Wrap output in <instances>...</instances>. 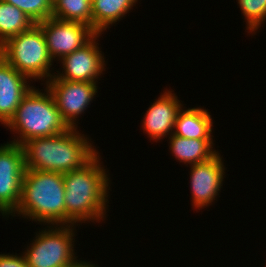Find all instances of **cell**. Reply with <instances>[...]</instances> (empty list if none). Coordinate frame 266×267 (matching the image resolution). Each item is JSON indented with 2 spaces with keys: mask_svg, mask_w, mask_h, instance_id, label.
<instances>
[{
  "mask_svg": "<svg viewBox=\"0 0 266 267\" xmlns=\"http://www.w3.org/2000/svg\"><path fill=\"white\" fill-rule=\"evenodd\" d=\"M100 160L97 152L81 168L63 173L65 225L105 219L110 178Z\"/></svg>",
  "mask_w": 266,
  "mask_h": 267,
  "instance_id": "obj_1",
  "label": "cell"
},
{
  "mask_svg": "<svg viewBox=\"0 0 266 267\" xmlns=\"http://www.w3.org/2000/svg\"><path fill=\"white\" fill-rule=\"evenodd\" d=\"M78 128H69L56 136L33 138L22 147L26 169L66 173L81 168L96 153L89 137Z\"/></svg>",
  "mask_w": 266,
  "mask_h": 267,
  "instance_id": "obj_2",
  "label": "cell"
},
{
  "mask_svg": "<svg viewBox=\"0 0 266 267\" xmlns=\"http://www.w3.org/2000/svg\"><path fill=\"white\" fill-rule=\"evenodd\" d=\"M15 214L43 225H65L63 173L26 169Z\"/></svg>",
  "mask_w": 266,
  "mask_h": 267,
  "instance_id": "obj_3",
  "label": "cell"
},
{
  "mask_svg": "<svg viewBox=\"0 0 266 267\" xmlns=\"http://www.w3.org/2000/svg\"><path fill=\"white\" fill-rule=\"evenodd\" d=\"M35 88L32 86L24 95L15 115L5 125L19 135L17 139L9 141L11 143L22 146L30 139L56 136L69 129L47 87L44 93Z\"/></svg>",
  "mask_w": 266,
  "mask_h": 267,
  "instance_id": "obj_4",
  "label": "cell"
},
{
  "mask_svg": "<svg viewBox=\"0 0 266 267\" xmlns=\"http://www.w3.org/2000/svg\"><path fill=\"white\" fill-rule=\"evenodd\" d=\"M0 55L30 80L44 78L47 82L55 74H51L53 60L49 56L43 31L38 24L6 41L0 46Z\"/></svg>",
  "mask_w": 266,
  "mask_h": 267,
  "instance_id": "obj_5",
  "label": "cell"
},
{
  "mask_svg": "<svg viewBox=\"0 0 266 267\" xmlns=\"http://www.w3.org/2000/svg\"><path fill=\"white\" fill-rule=\"evenodd\" d=\"M47 227L36 233L34 241L23 253L28 267H70L75 264L78 261L74 255L75 226Z\"/></svg>",
  "mask_w": 266,
  "mask_h": 267,
  "instance_id": "obj_6",
  "label": "cell"
},
{
  "mask_svg": "<svg viewBox=\"0 0 266 267\" xmlns=\"http://www.w3.org/2000/svg\"><path fill=\"white\" fill-rule=\"evenodd\" d=\"M26 171L21 145L7 142L0 146V213L11 216L19 206L22 180Z\"/></svg>",
  "mask_w": 266,
  "mask_h": 267,
  "instance_id": "obj_7",
  "label": "cell"
},
{
  "mask_svg": "<svg viewBox=\"0 0 266 267\" xmlns=\"http://www.w3.org/2000/svg\"><path fill=\"white\" fill-rule=\"evenodd\" d=\"M45 84L63 121L69 128H77L79 115L84 114L98 92L97 84L69 80H48Z\"/></svg>",
  "mask_w": 266,
  "mask_h": 267,
  "instance_id": "obj_8",
  "label": "cell"
},
{
  "mask_svg": "<svg viewBox=\"0 0 266 267\" xmlns=\"http://www.w3.org/2000/svg\"><path fill=\"white\" fill-rule=\"evenodd\" d=\"M41 27L47 50L52 60L59 61L88 43L97 32L90 26L79 22L48 18L38 23Z\"/></svg>",
  "mask_w": 266,
  "mask_h": 267,
  "instance_id": "obj_9",
  "label": "cell"
},
{
  "mask_svg": "<svg viewBox=\"0 0 266 267\" xmlns=\"http://www.w3.org/2000/svg\"><path fill=\"white\" fill-rule=\"evenodd\" d=\"M99 36H101V33H97L84 46L61 58L62 73L56 71L57 73L49 80L97 83L99 76L106 69L104 54L100 51L99 43H97Z\"/></svg>",
  "mask_w": 266,
  "mask_h": 267,
  "instance_id": "obj_10",
  "label": "cell"
},
{
  "mask_svg": "<svg viewBox=\"0 0 266 267\" xmlns=\"http://www.w3.org/2000/svg\"><path fill=\"white\" fill-rule=\"evenodd\" d=\"M220 153L210 160L190 165V188L192 206L202 209L214 203L222 188L225 175V165Z\"/></svg>",
  "mask_w": 266,
  "mask_h": 267,
  "instance_id": "obj_11",
  "label": "cell"
},
{
  "mask_svg": "<svg viewBox=\"0 0 266 267\" xmlns=\"http://www.w3.org/2000/svg\"><path fill=\"white\" fill-rule=\"evenodd\" d=\"M146 111L142 120V129L150 140H163L167 135L173 134L174 124L178 112L183 105L173 91L165 90Z\"/></svg>",
  "mask_w": 266,
  "mask_h": 267,
  "instance_id": "obj_12",
  "label": "cell"
},
{
  "mask_svg": "<svg viewBox=\"0 0 266 267\" xmlns=\"http://www.w3.org/2000/svg\"><path fill=\"white\" fill-rule=\"evenodd\" d=\"M28 80V81H27ZM29 78L0 55V122L6 125L15 115L24 95L32 88Z\"/></svg>",
  "mask_w": 266,
  "mask_h": 267,
  "instance_id": "obj_13",
  "label": "cell"
},
{
  "mask_svg": "<svg viewBox=\"0 0 266 267\" xmlns=\"http://www.w3.org/2000/svg\"><path fill=\"white\" fill-rule=\"evenodd\" d=\"M212 128L213 120L208 110L182 108L177 114L173 134L184 138L213 139Z\"/></svg>",
  "mask_w": 266,
  "mask_h": 267,
  "instance_id": "obj_14",
  "label": "cell"
},
{
  "mask_svg": "<svg viewBox=\"0 0 266 267\" xmlns=\"http://www.w3.org/2000/svg\"><path fill=\"white\" fill-rule=\"evenodd\" d=\"M169 149L175 159L184 164H197L210 160L218 151L213 149V139L184 138L171 134Z\"/></svg>",
  "mask_w": 266,
  "mask_h": 267,
  "instance_id": "obj_15",
  "label": "cell"
},
{
  "mask_svg": "<svg viewBox=\"0 0 266 267\" xmlns=\"http://www.w3.org/2000/svg\"><path fill=\"white\" fill-rule=\"evenodd\" d=\"M138 0H92V28L104 32L125 17Z\"/></svg>",
  "mask_w": 266,
  "mask_h": 267,
  "instance_id": "obj_16",
  "label": "cell"
},
{
  "mask_svg": "<svg viewBox=\"0 0 266 267\" xmlns=\"http://www.w3.org/2000/svg\"><path fill=\"white\" fill-rule=\"evenodd\" d=\"M34 24L23 11L0 0V46L15 35L29 30Z\"/></svg>",
  "mask_w": 266,
  "mask_h": 267,
  "instance_id": "obj_17",
  "label": "cell"
},
{
  "mask_svg": "<svg viewBox=\"0 0 266 267\" xmlns=\"http://www.w3.org/2000/svg\"><path fill=\"white\" fill-rule=\"evenodd\" d=\"M92 0H54L53 18L92 27Z\"/></svg>",
  "mask_w": 266,
  "mask_h": 267,
  "instance_id": "obj_18",
  "label": "cell"
},
{
  "mask_svg": "<svg viewBox=\"0 0 266 267\" xmlns=\"http://www.w3.org/2000/svg\"><path fill=\"white\" fill-rule=\"evenodd\" d=\"M23 11L35 24L53 17V0H2Z\"/></svg>",
  "mask_w": 266,
  "mask_h": 267,
  "instance_id": "obj_19",
  "label": "cell"
},
{
  "mask_svg": "<svg viewBox=\"0 0 266 267\" xmlns=\"http://www.w3.org/2000/svg\"><path fill=\"white\" fill-rule=\"evenodd\" d=\"M237 3L247 21V32L256 33L266 20V0H238Z\"/></svg>",
  "mask_w": 266,
  "mask_h": 267,
  "instance_id": "obj_20",
  "label": "cell"
},
{
  "mask_svg": "<svg viewBox=\"0 0 266 267\" xmlns=\"http://www.w3.org/2000/svg\"><path fill=\"white\" fill-rule=\"evenodd\" d=\"M0 267H28L24 255L0 254Z\"/></svg>",
  "mask_w": 266,
  "mask_h": 267,
  "instance_id": "obj_21",
  "label": "cell"
},
{
  "mask_svg": "<svg viewBox=\"0 0 266 267\" xmlns=\"http://www.w3.org/2000/svg\"><path fill=\"white\" fill-rule=\"evenodd\" d=\"M70 267H98V266H96L95 264H92L91 262L78 260L75 264H73Z\"/></svg>",
  "mask_w": 266,
  "mask_h": 267,
  "instance_id": "obj_22",
  "label": "cell"
}]
</instances>
